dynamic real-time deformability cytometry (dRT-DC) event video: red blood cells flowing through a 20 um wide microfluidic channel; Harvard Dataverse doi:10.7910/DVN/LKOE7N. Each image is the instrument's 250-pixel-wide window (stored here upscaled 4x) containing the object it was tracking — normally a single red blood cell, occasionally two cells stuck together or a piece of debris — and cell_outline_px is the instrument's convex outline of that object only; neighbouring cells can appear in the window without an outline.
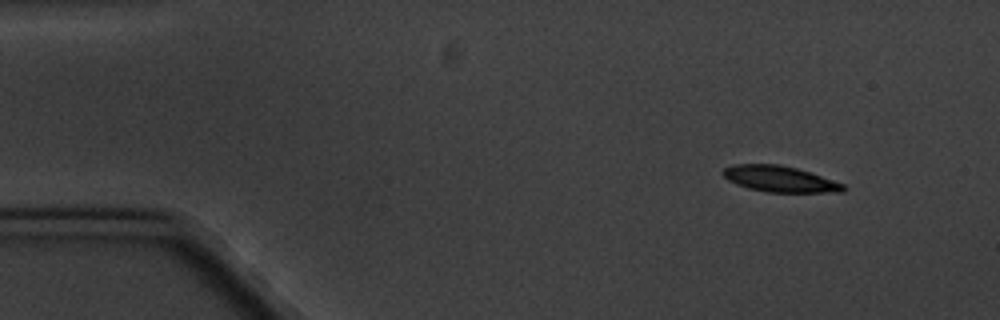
{"species": "common noctule bat (a hibernating species)", "species_latin": "Nyctalus noctula", "temperature_condition": "cold", "stored_images_in_passage": 5, "camera_frame_rate_fps": 3000, "um_per_image_px": 0.085, "animal": {"sex": "male", "body_mass_g": 20.1, "forearm_length_mm": 53.5}, "frame": {"image": 1, "passage_image": 1, "time_ms": 0.0, "image_size_px": [1000, 320], "cell_outline_px": [[848, 188], [844, 192], [768, 192], [748, 188], [736, 184], [728, 180], [720, 172], [724, 168], [736, 164], [780, 164], [796, 168], [844, 184]], "centroid_in_image_um": [66.27, 15.21], "position_along_channel_um": 18.7, "area_um2": 18.15}}
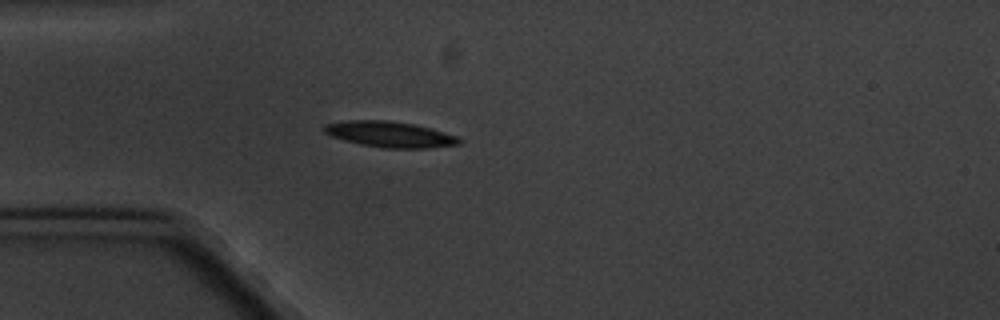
{"frame": {"image": 2, "passage_image": 4, "time_ms": 3.333, "image_size_px": [1000, 320], "cell_outline_px": [[464, 140], [460, 144], [428, 148], [384, 148], [360, 144], [344, 140], [332, 136], [324, 132], [324, 124], [348, 120], [388, 120], [412, 124], [432, 128], [456, 136]], "centroid_in_image_um": [33.16, 11.42], "position_along_channel_um": 51.8, "area_um2": 20.29}}